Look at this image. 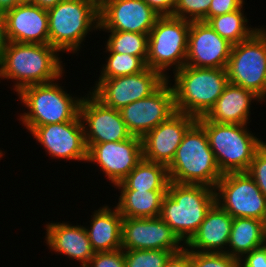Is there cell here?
Masks as SVG:
<instances>
[{"label": "cell", "mask_w": 266, "mask_h": 267, "mask_svg": "<svg viewBox=\"0 0 266 267\" xmlns=\"http://www.w3.org/2000/svg\"><path fill=\"white\" fill-rule=\"evenodd\" d=\"M20 4V0H0V10L4 13Z\"/></svg>", "instance_id": "cell-42"}, {"label": "cell", "mask_w": 266, "mask_h": 267, "mask_svg": "<svg viewBox=\"0 0 266 267\" xmlns=\"http://www.w3.org/2000/svg\"><path fill=\"white\" fill-rule=\"evenodd\" d=\"M104 205L91 215L90 227H85L91 246L95 252L122 249L123 217L116 206Z\"/></svg>", "instance_id": "cell-24"}, {"label": "cell", "mask_w": 266, "mask_h": 267, "mask_svg": "<svg viewBox=\"0 0 266 267\" xmlns=\"http://www.w3.org/2000/svg\"><path fill=\"white\" fill-rule=\"evenodd\" d=\"M252 100L262 103L254 92L229 82L204 118L216 123L248 124Z\"/></svg>", "instance_id": "cell-23"}, {"label": "cell", "mask_w": 266, "mask_h": 267, "mask_svg": "<svg viewBox=\"0 0 266 267\" xmlns=\"http://www.w3.org/2000/svg\"><path fill=\"white\" fill-rule=\"evenodd\" d=\"M232 222L233 218L215 203L197 232L184 245L185 249L194 252L226 253Z\"/></svg>", "instance_id": "cell-22"}, {"label": "cell", "mask_w": 266, "mask_h": 267, "mask_svg": "<svg viewBox=\"0 0 266 267\" xmlns=\"http://www.w3.org/2000/svg\"><path fill=\"white\" fill-rule=\"evenodd\" d=\"M197 121L205 129L221 173L246 172L264 141L250 133L247 124L216 123L204 117Z\"/></svg>", "instance_id": "cell-6"}, {"label": "cell", "mask_w": 266, "mask_h": 267, "mask_svg": "<svg viewBox=\"0 0 266 267\" xmlns=\"http://www.w3.org/2000/svg\"><path fill=\"white\" fill-rule=\"evenodd\" d=\"M215 203L214 188L170 181L159 217L186 244Z\"/></svg>", "instance_id": "cell-2"}, {"label": "cell", "mask_w": 266, "mask_h": 267, "mask_svg": "<svg viewBox=\"0 0 266 267\" xmlns=\"http://www.w3.org/2000/svg\"><path fill=\"white\" fill-rule=\"evenodd\" d=\"M167 78L147 67L144 71L116 78L98 79L91 93L104 105L120 110L157 91Z\"/></svg>", "instance_id": "cell-11"}, {"label": "cell", "mask_w": 266, "mask_h": 267, "mask_svg": "<svg viewBox=\"0 0 266 267\" xmlns=\"http://www.w3.org/2000/svg\"><path fill=\"white\" fill-rule=\"evenodd\" d=\"M49 45L76 53L92 30H99V0H63L47 10Z\"/></svg>", "instance_id": "cell-5"}, {"label": "cell", "mask_w": 266, "mask_h": 267, "mask_svg": "<svg viewBox=\"0 0 266 267\" xmlns=\"http://www.w3.org/2000/svg\"><path fill=\"white\" fill-rule=\"evenodd\" d=\"M174 105L177 112L196 119L204 117L229 83L226 68H197L184 65L173 72Z\"/></svg>", "instance_id": "cell-4"}, {"label": "cell", "mask_w": 266, "mask_h": 267, "mask_svg": "<svg viewBox=\"0 0 266 267\" xmlns=\"http://www.w3.org/2000/svg\"><path fill=\"white\" fill-rule=\"evenodd\" d=\"M169 79L152 95L120 109L128 131L142 138L176 112L174 93Z\"/></svg>", "instance_id": "cell-14"}, {"label": "cell", "mask_w": 266, "mask_h": 267, "mask_svg": "<svg viewBox=\"0 0 266 267\" xmlns=\"http://www.w3.org/2000/svg\"><path fill=\"white\" fill-rule=\"evenodd\" d=\"M46 229V244L50 251L60 255H66L67 258L75 259L81 263V266H88L91 258L94 256L85 226L72 225L68 222H49L44 226Z\"/></svg>", "instance_id": "cell-21"}, {"label": "cell", "mask_w": 266, "mask_h": 267, "mask_svg": "<svg viewBox=\"0 0 266 267\" xmlns=\"http://www.w3.org/2000/svg\"><path fill=\"white\" fill-rule=\"evenodd\" d=\"M246 173L255 181L266 197V143L257 150Z\"/></svg>", "instance_id": "cell-34"}, {"label": "cell", "mask_w": 266, "mask_h": 267, "mask_svg": "<svg viewBox=\"0 0 266 267\" xmlns=\"http://www.w3.org/2000/svg\"><path fill=\"white\" fill-rule=\"evenodd\" d=\"M170 183L168 168L144 158L115 187L121 190L167 191Z\"/></svg>", "instance_id": "cell-27"}, {"label": "cell", "mask_w": 266, "mask_h": 267, "mask_svg": "<svg viewBox=\"0 0 266 267\" xmlns=\"http://www.w3.org/2000/svg\"><path fill=\"white\" fill-rule=\"evenodd\" d=\"M88 92L80 104L86 144L118 142L131 138L132 134L128 131L120 111L107 107Z\"/></svg>", "instance_id": "cell-16"}, {"label": "cell", "mask_w": 266, "mask_h": 267, "mask_svg": "<svg viewBox=\"0 0 266 267\" xmlns=\"http://www.w3.org/2000/svg\"><path fill=\"white\" fill-rule=\"evenodd\" d=\"M34 0H20V3H33Z\"/></svg>", "instance_id": "cell-43"}, {"label": "cell", "mask_w": 266, "mask_h": 267, "mask_svg": "<svg viewBox=\"0 0 266 267\" xmlns=\"http://www.w3.org/2000/svg\"><path fill=\"white\" fill-rule=\"evenodd\" d=\"M170 181L215 188L222 177L204 127L196 121L185 133L170 163Z\"/></svg>", "instance_id": "cell-3"}, {"label": "cell", "mask_w": 266, "mask_h": 267, "mask_svg": "<svg viewBox=\"0 0 266 267\" xmlns=\"http://www.w3.org/2000/svg\"><path fill=\"white\" fill-rule=\"evenodd\" d=\"M188 252L192 267H239V259L227 253Z\"/></svg>", "instance_id": "cell-33"}, {"label": "cell", "mask_w": 266, "mask_h": 267, "mask_svg": "<svg viewBox=\"0 0 266 267\" xmlns=\"http://www.w3.org/2000/svg\"><path fill=\"white\" fill-rule=\"evenodd\" d=\"M182 245H181V244ZM173 230L160 218H123V250H166L173 254L185 246Z\"/></svg>", "instance_id": "cell-17"}, {"label": "cell", "mask_w": 266, "mask_h": 267, "mask_svg": "<svg viewBox=\"0 0 266 267\" xmlns=\"http://www.w3.org/2000/svg\"><path fill=\"white\" fill-rule=\"evenodd\" d=\"M266 244V223L253 218H233L226 253L240 259ZM229 249V250H228Z\"/></svg>", "instance_id": "cell-25"}, {"label": "cell", "mask_w": 266, "mask_h": 267, "mask_svg": "<svg viewBox=\"0 0 266 267\" xmlns=\"http://www.w3.org/2000/svg\"><path fill=\"white\" fill-rule=\"evenodd\" d=\"M11 42L49 44L48 13L34 3H20L5 12Z\"/></svg>", "instance_id": "cell-20"}, {"label": "cell", "mask_w": 266, "mask_h": 267, "mask_svg": "<svg viewBox=\"0 0 266 267\" xmlns=\"http://www.w3.org/2000/svg\"><path fill=\"white\" fill-rule=\"evenodd\" d=\"M172 254L166 250H124L125 267H164Z\"/></svg>", "instance_id": "cell-31"}, {"label": "cell", "mask_w": 266, "mask_h": 267, "mask_svg": "<svg viewBox=\"0 0 266 267\" xmlns=\"http://www.w3.org/2000/svg\"><path fill=\"white\" fill-rule=\"evenodd\" d=\"M63 0H34V4L40 6L43 9H50L52 7H55L58 3H60Z\"/></svg>", "instance_id": "cell-41"}, {"label": "cell", "mask_w": 266, "mask_h": 267, "mask_svg": "<svg viewBox=\"0 0 266 267\" xmlns=\"http://www.w3.org/2000/svg\"><path fill=\"white\" fill-rule=\"evenodd\" d=\"M159 16H171L177 0H144Z\"/></svg>", "instance_id": "cell-38"}, {"label": "cell", "mask_w": 266, "mask_h": 267, "mask_svg": "<svg viewBox=\"0 0 266 267\" xmlns=\"http://www.w3.org/2000/svg\"><path fill=\"white\" fill-rule=\"evenodd\" d=\"M59 57V51L49 44L9 41L0 57V78L15 80L17 93L29 85L52 82L65 72Z\"/></svg>", "instance_id": "cell-1"}, {"label": "cell", "mask_w": 266, "mask_h": 267, "mask_svg": "<svg viewBox=\"0 0 266 267\" xmlns=\"http://www.w3.org/2000/svg\"><path fill=\"white\" fill-rule=\"evenodd\" d=\"M214 190L216 203L232 218L266 223V197L246 172L224 173Z\"/></svg>", "instance_id": "cell-10"}, {"label": "cell", "mask_w": 266, "mask_h": 267, "mask_svg": "<svg viewBox=\"0 0 266 267\" xmlns=\"http://www.w3.org/2000/svg\"><path fill=\"white\" fill-rule=\"evenodd\" d=\"M243 6L230 13L218 15L209 18L206 22L217 32L222 38L236 45L239 42L249 39L260 28H251L246 15L244 16Z\"/></svg>", "instance_id": "cell-28"}, {"label": "cell", "mask_w": 266, "mask_h": 267, "mask_svg": "<svg viewBox=\"0 0 266 267\" xmlns=\"http://www.w3.org/2000/svg\"><path fill=\"white\" fill-rule=\"evenodd\" d=\"M239 267H266V244L244 254L239 259Z\"/></svg>", "instance_id": "cell-37"}, {"label": "cell", "mask_w": 266, "mask_h": 267, "mask_svg": "<svg viewBox=\"0 0 266 267\" xmlns=\"http://www.w3.org/2000/svg\"><path fill=\"white\" fill-rule=\"evenodd\" d=\"M25 127L40 146H44L49 156L62 160L87 161V146L80 115L73 121Z\"/></svg>", "instance_id": "cell-13"}, {"label": "cell", "mask_w": 266, "mask_h": 267, "mask_svg": "<svg viewBox=\"0 0 266 267\" xmlns=\"http://www.w3.org/2000/svg\"><path fill=\"white\" fill-rule=\"evenodd\" d=\"M245 4L244 0H212L209 12L206 15V21L209 18L224 15L240 9Z\"/></svg>", "instance_id": "cell-36"}, {"label": "cell", "mask_w": 266, "mask_h": 267, "mask_svg": "<svg viewBox=\"0 0 266 267\" xmlns=\"http://www.w3.org/2000/svg\"><path fill=\"white\" fill-rule=\"evenodd\" d=\"M29 85L17 95L28 112L21 113L19 120L24 126H43L75 120L80 115L81 97H72L57 83ZM56 81V82H55Z\"/></svg>", "instance_id": "cell-7"}, {"label": "cell", "mask_w": 266, "mask_h": 267, "mask_svg": "<svg viewBox=\"0 0 266 267\" xmlns=\"http://www.w3.org/2000/svg\"><path fill=\"white\" fill-rule=\"evenodd\" d=\"M88 267H125L124 250L95 252Z\"/></svg>", "instance_id": "cell-35"}, {"label": "cell", "mask_w": 266, "mask_h": 267, "mask_svg": "<svg viewBox=\"0 0 266 267\" xmlns=\"http://www.w3.org/2000/svg\"><path fill=\"white\" fill-rule=\"evenodd\" d=\"M3 155L5 154H3L2 150H0V159L3 157Z\"/></svg>", "instance_id": "cell-44"}, {"label": "cell", "mask_w": 266, "mask_h": 267, "mask_svg": "<svg viewBox=\"0 0 266 267\" xmlns=\"http://www.w3.org/2000/svg\"><path fill=\"white\" fill-rule=\"evenodd\" d=\"M232 44L204 21L190 23L185 65L197 68H226Z\"/></svg>", "instance_id": "cell-19"}, {"label": "cell", "mask_w": 266, "mask_h": 267, "mask_svg": "<svg viewBox=\"0 0 266 267\" xmlns=\"http://www.w3.org/2000/svg\"><path fill=\"white\" fill-rule=\"evenodd\" d=\"M86 146V162L96 163L114 188L143 159L142 139L137 136L118 142L86 144Z\"/></svg>", "instance_id": "cell-12"}, {"label": "cell", "mask_w": 266, "mask_h": 267, "mask_svg": "<svg viewBox=\"0 0 266 267\" xmlns=\"http://www.w3.org/2000/svg\"><path fill=\"white\" fill-rule=\"evenodd\" d=\"M8 43L5 13L0 10V57Z\"/></svg>", "instance_id": "cell-40"}, {"label": "cell", "mask_w": 266, "mask_h": 267, "mask_svg": "<svg viewBox=\"0 0 266 267\" xmlns=\"http://www.w3.org/2000/svg\"><path fill=\"white\" fill-rule=\"evenodd\" d=\"M230 83L266 100V30L260 27L249 39L232 45L226 67Z\"/></svg>", "instance_id": "cell-9"}, {"label": "cell", "mask_w": 266, "mask_h": 267, "mask_svg": "<svg viewBox=\"0 0 266 267\" xmlns=\"http://www.w3.org/2000/svg\"><path fill=\"white\" fill-rule=\"evenodd\" d=\"M212 0H177L172 16L187 21H204L209 12Z\"/></svg>", "instance_id": "cell-32"}, {"label": "cell", "mask_w": 266, "mask_h": 267, "mask_svg": "<svg viewBox=\"0 0 266 267\" xmlns=\"http://www.w3.org/2000/svg\"><path fill=\"white\" fill-rule=\"evenodd\" d=\"M196 121L195 117L176 111L141 138L143 158L168 167L186 131Z\"/></svg>", "instance_id": "cell-18"}, {"label": "cell", "mask_w": 266, "mask_h": 267, "mask_svg": "<svg viewBox=\"0 0 266 267\" xmlns=\"http://www.w3.org/2000/svg\"><path fill=\"white\" fill-rule=\"evenodd\" d=\"M158 17L144 0H99V31L149 35Z\"/></svg>", "instance_id": "cell-15"}, {"label": "cell", "mask_w": 266, "mask_h": 267, "mask_svg": "<svg viewBox=\"0 0 266 267\" xmlns=\"http://www.w3.org/2000/svg\"><path fill=\"white\" fill-rule=\"evenodd\" d=\"M190 21L174 16H159L148 35L147 67L169 79L165 72H176L186 63Z\"/></svg>", "instance_id": "cell-8"}, {"label": "cell", "mask_w": 266, "mask_h": 267, "mask_svg": "<svg viewBox=\"0 0 266 267\" xmlns=\"http://www.w3.org/2000/svg\"><path fill=\"white\" fill-rule=\"evenodd\" d=\"M117 209L123 218H155L167 191L119 190Z\"/></svg>", "instance_id": "cell-26"}, {"label": "cell", "mask_w": 266, "mask_h": 267, "mask_svg": "<svg viewBox=\"0 0 266 267\" xmlns=\"http://www.w3.org/2000/svg\"><path fill=\"white\" fill-rule=\"evenodd\" d=\"M111 33L106 42L105 52L127 53L140 57L145 63L148 57V34L128 31H104Z\"/></svg>", "instance_id": "cell-29"}, {"label": "cell", "mask_w": 266, "mask_h": 267, "mask_svg": "<svg viewBox=\"0 0 266 267\" xmlns=\"http://www.w3.org/2000/svg\"><path fill=\"white\" fill-rule=\"evenodd\" d=\"M164 267H192L190 253L184 248L182 251L172 254Z\"/></svg>", "instance_id": "cell-39"}, {"label": "cell", "mask_w": 266, "mask_h": 267, "mask_svg": "<svg viewBox=\"0 0 266 267\" xmlns=\"http://www.w3.org/2000/svg\"><path fill=\"white\" fill-rule=\"evenodd\" d=\"M106 63L102 66L99 79L116 78L144 71L146 63L138 56L127 53L108 52Z\"/></svg>", "instance_id": "cell-30"}]
</instances>
